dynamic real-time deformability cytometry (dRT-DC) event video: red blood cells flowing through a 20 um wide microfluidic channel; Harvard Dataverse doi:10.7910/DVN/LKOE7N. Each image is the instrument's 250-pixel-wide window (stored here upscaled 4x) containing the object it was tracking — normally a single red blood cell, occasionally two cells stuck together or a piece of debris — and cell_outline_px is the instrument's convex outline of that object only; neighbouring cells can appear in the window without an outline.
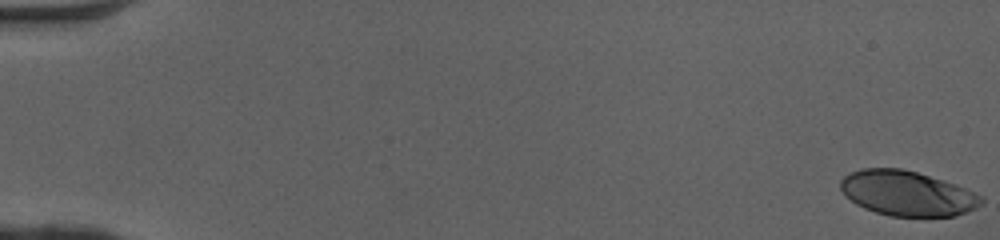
{"species": "human", "species_latin": "Homo sapiens", "temperature_condition": "cold", "stored_images_in_passage": 51, "camera_frame_rate_fps": 3000, "um_per_image_px": 0.085, "donor": {"sex": "female"}, "frame": {"image": 1, "passage_image": 1, "time_ms": 0.0, "image_size_px": [1000, 240], "cell_outline_px": [[984, 204], [976, 208], [956, 216], [892, 216], [876, 212], [864, 208], [856, 204], [840, 188], [840, 180], [844, 176], [860, 168], [900, 168], [916, 172], [956, 184], [984, 196]], "centroid_in_image_um": [77.16, 16.43], "position_along_channel_um": 7.8, "area_um2": 36.82}}
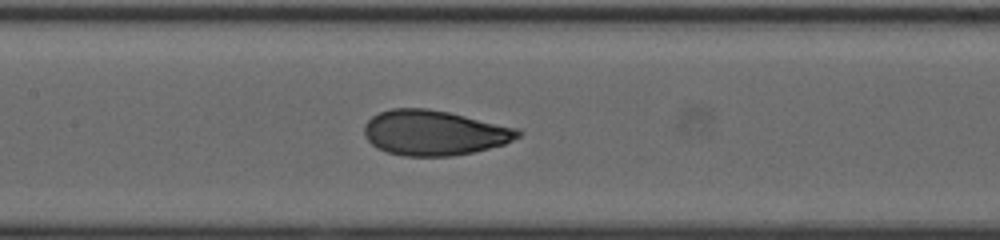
{"frame": {"image": 2, "passage_image": 26, "time_ms": 8.333, "image_size_px": [1000, 240], "cell_outline_px": [[524, 132], [520, 136], [504, 144], [472, 152], [452, 156], [404, 156], [388, 152], [376, 148], [364, 136], [364, 124], [372, 116], [380, 112], [392, 108], [428, 108], [448, 112], [520, 128]], "centroid_in_image_um": [36.91, 11.28], "position_along_channel_um": 170.5, "area_um2": 40.52}}
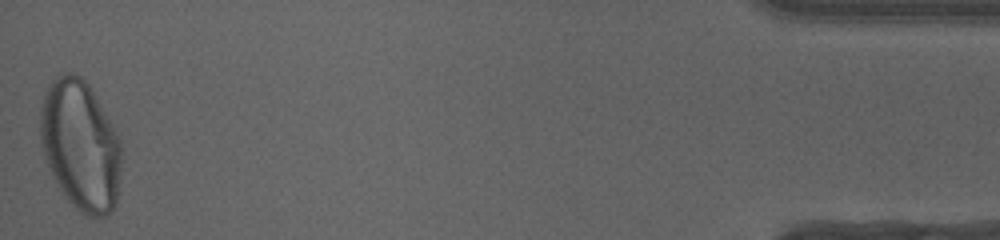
{"frame": {"image": 3, "passage_image": 51, "time_ms": 16.667, "image_size_px": [1000, 240], "cell_outline_px": [[120, 172], [116, 204], [104, 216], [84, 216], [64, 196], [56, 184], [44, 156], [40, 136], [40, 108], [44, 92], [48, 84], [60, 72], [76, 72], [92, 88], [112, 124], [120, 140]], "centroid_in_image_um": [6.81, 12.31], "position_along_channel_um": 428.4, "area_um2": 61.85}, "authors_computed_cell_mechanics": {"area_um2": 40.0554, "velocity_mm_per_s": 4.0992, "shape_relaxation_time_tau1_ms": 4.9452, "shape_relaxation_time_tau2_ms": null, "deformation_change_tau1": 0.2102, "deformation_change_tau2": null}}